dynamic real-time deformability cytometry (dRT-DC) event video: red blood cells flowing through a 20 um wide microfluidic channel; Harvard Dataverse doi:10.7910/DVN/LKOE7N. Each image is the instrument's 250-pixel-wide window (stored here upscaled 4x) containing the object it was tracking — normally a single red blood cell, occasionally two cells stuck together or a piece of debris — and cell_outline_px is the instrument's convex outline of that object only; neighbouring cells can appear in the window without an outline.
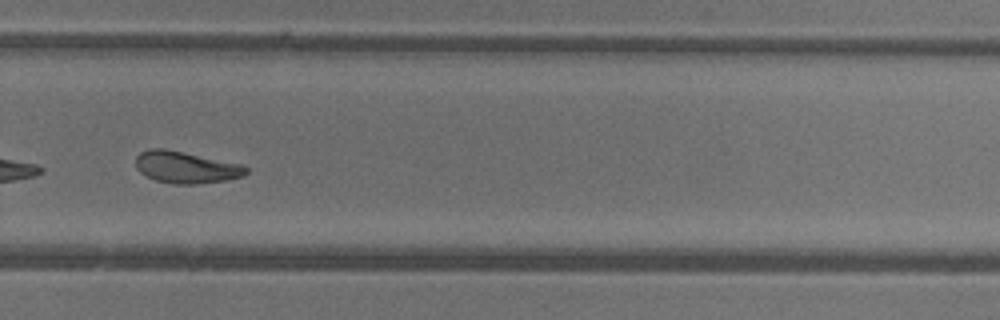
{"species": "common noctule bat (a hibernating species)", "species_latin": "Nyctalus noctula", "temperature_condition": "warm", "stored_images_in_passage": 46, "camera_frame_rate_fps": 3000, "um_per_image_px": 0.085, "animal": {"sex": "female"}, "frame": {"image": 1, "passage_image": 33, "time_ms": 10.667, "image_size_px": [1000, 320], "cell_outline_px": [[248, 172], [244, 176], [228, 180], [196, 184], [172, 184], [156, 180], [140, 172], [136, 168], [136, 156], [140, 152], [152, 148], [164, 148], [244, 164], [248, 168]], "centroid_in_image_um": [15.85, 14.22], "position_along_channel_um": 314.0, "area_um2": 20.63}, "authors_computed_cell_mechanics": {"area_um2": 21.7617, "velocity_mm_per_s": 4.4249, "shape_relaxation_time_tau1_ms": 6.2891, "shape_relaxation_time_tau2_ms": 2.9924, "deformation_change_tau1": 0.2119, "deformation_change_tau2": 0.0986}}